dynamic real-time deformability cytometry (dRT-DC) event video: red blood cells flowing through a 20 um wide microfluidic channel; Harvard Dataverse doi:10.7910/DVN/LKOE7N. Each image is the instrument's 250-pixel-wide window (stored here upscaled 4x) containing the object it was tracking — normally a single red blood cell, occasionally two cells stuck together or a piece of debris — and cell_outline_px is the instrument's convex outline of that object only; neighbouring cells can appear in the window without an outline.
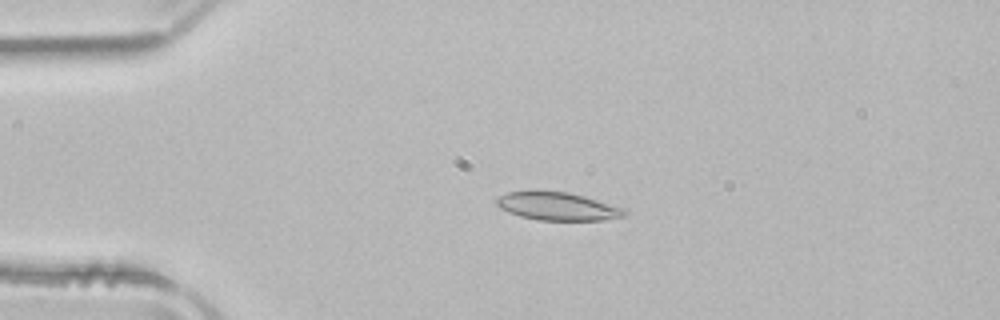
{"species": "common noctule bat (a hibernating species)", "species_latin": "Nyctalus noctula", "temperature_condition": "room temperature", "stored_images_in_passage": 52, "camera_frame_rate_fps": 3000, "um_per_image_px": 0.085, "animal": {"sex": "male", "body_mass_g": 21.5, "forearm_length_mm": 52.0}, "frame": {"image": 1, "passage_image": 12, "time_ms": 3.667, "image_size_px": [1000, 320], "cell_outline_px": [[628, 212], [624, 216], [604, 220], [536, 220], [520, 216], [508, 212], [500, 208], [496, 204], [496, 196], [508, 192], [568, 192], [584, 196], [628, 208]], "centroid_in_image_um": [47.44, 17.55], "position_along_channel_um": 37.6, "area_um2": 20.92}}
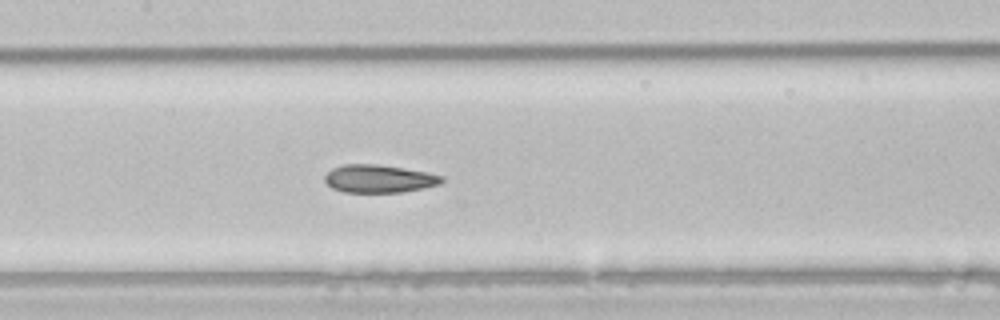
{"frame": {"image": 2, "passage_image": 25, "time_ms": 8.0, "image_size_px": [1000, 320], "cell_outline_px": [[444, 180], [440, 184], [424, 188], [400, 192], [344, 192], [332, 188], [324, 180], [324, 176], [332, 168], [344, 164], [376, 164], [428, 172], [444, 176]], "centroid_in_image_um": [32.22, 15.19], "position_along_channel_um": 175.2, "area_um2": 19.02}}
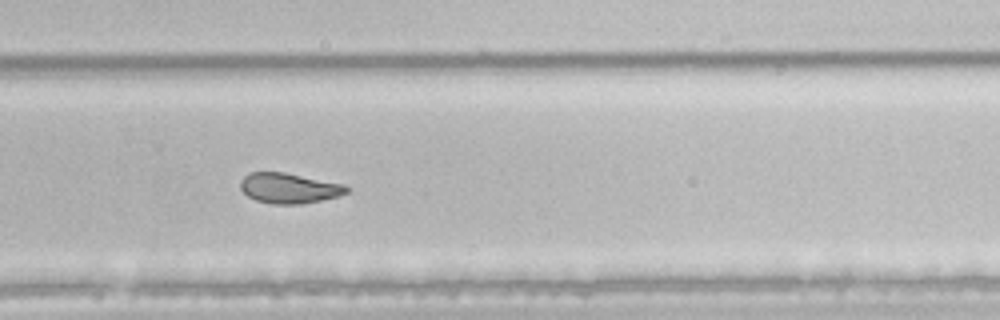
{"frame": {"image": 3, "passage_image": 35, "time_ms": 11.333, "image_size_px": [1000, 320], "cell_outline_px": [[348, 192], [340, 196], [300, 204], [272, 204], [256, 200], [248, 196], [240, 188], [240, 180], [248, 172], [284, 172], [344, 184], [348, 188]], "centroid_in_image_um": [24.55, 15.99], "position_along_channel_um": 305.2, "area_um2": 18.73}, "authors_computed_cell_mechanics": {"area_um2": 21.1837, "velocity_mm_per_s": 3.9266, "shape_relaxation_time_tau1_ms": 8.4936, "shape_relaxation_time_tau2_ms": 2.4235, "deformation_change_tau1": 0.1915, "deformation_change_tau2": 0.0625}}